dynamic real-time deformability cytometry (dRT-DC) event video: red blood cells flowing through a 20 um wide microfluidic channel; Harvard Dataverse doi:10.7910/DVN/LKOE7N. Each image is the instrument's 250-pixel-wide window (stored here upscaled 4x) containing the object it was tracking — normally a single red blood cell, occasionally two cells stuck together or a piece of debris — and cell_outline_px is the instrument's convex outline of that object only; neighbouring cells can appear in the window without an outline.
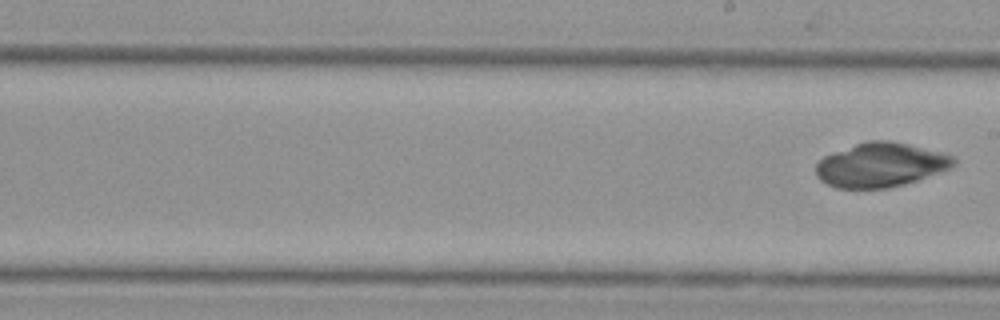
{"species": "Egyptian fruit bat (a non-hibernating species)", "species_latin": "Rousettus aegyptiacus", "temperature_condition": "cold", "stored_images_in_passage": 10, "segment_of_instrument_passage": [2, 2], "camera_frame_rate_fps": 3000, "um_per_image_px": 0.085, "animal": {"sex": "female"}, "frame": {"image": 1, "passage_image": 10, "time_ms": 3.0, "image_size_px": [1000, 320], "cell_outline_px": [[956, 164], [952, 168], [904, 184], [888, 188], [836, 188], [820, 180], [816, 176], [816, 164], [824, 156], [856, 144], [868, 140], [888, 140], [908, 144], [940, 152], [952, 156], [956, 160]], "centroid_in_image_um": [74.85, 14.02], "position_along_channel_um": 214.1, "area_um2": 35.26}}